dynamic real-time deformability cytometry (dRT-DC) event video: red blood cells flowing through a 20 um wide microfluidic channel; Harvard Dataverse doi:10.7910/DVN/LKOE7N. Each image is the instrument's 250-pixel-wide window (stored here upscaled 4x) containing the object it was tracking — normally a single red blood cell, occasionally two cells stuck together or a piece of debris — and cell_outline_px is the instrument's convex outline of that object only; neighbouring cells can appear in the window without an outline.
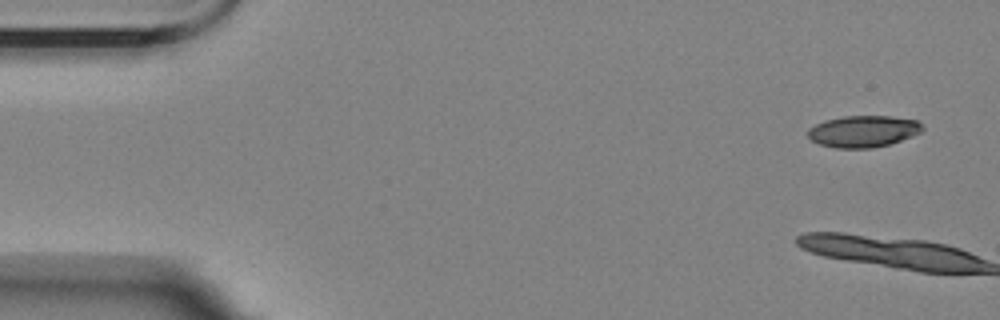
{"species": "Egyptian fruit bat (a non-hibernating species)", "species_latin": "Rousettus aegyptiacus", "temperature_condition": "room temperature", "stored_images_in_passage": 6, "camera_frame_rate_fps": 3000, "um_per_image_px": 0.085, "animal": {"sex": "female"}, "frame": {"image": 1, "passage_image": 1, "time_ms": 0.0, "image_size_px": [1000, 320], "cell_outline_px": [[924, 128], [920, 132], [912, 136], [888, 144], [872, 148], [836, 148], [820, 144], [812, 140], [808, 136], [808, 128], [824, 120], [844, 116], [892, 116], [916, 120]], "centroid_in_image_um": [73.36, 11.16], "position_along_channel_um": 11.6, "area_um2": 20.98}}